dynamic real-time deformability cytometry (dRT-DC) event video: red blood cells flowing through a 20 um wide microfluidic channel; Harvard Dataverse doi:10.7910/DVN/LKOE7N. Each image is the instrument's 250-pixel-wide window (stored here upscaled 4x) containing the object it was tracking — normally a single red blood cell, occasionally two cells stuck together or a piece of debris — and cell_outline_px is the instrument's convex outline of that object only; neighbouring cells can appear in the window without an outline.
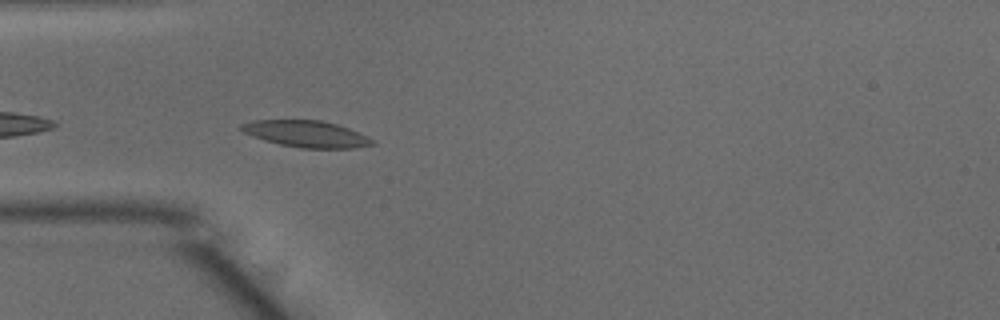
{"species": "common noctule bat (a hibernating species)", "species_latin": "Nyctalus noctula", "temperature_condition": "warm", "stored_images_in_passage": 6, "camera_frame_rate_fps": 3000, "um_per_image_px": 0.085, "animal": {"sex": "male", "body_mass_g": 15.6}, "frame": {"image": 1, "passage_image": 3, "time_ms": 0.667, "image_size_px": [1000, 320], "cell_outline_px": [[376, 144], [352, 148], [300, 148], [280, 144], [264, 140], [252, 136], [244, 132], [240, 128], [240, 124], [252, 120], [320, 120], [336, 124], [348, 128], [368, 136]], "centroid_in_image_um": [26.02, 11.38], "position_along_channel_um": 59.0, "area_um2": 20.17}}